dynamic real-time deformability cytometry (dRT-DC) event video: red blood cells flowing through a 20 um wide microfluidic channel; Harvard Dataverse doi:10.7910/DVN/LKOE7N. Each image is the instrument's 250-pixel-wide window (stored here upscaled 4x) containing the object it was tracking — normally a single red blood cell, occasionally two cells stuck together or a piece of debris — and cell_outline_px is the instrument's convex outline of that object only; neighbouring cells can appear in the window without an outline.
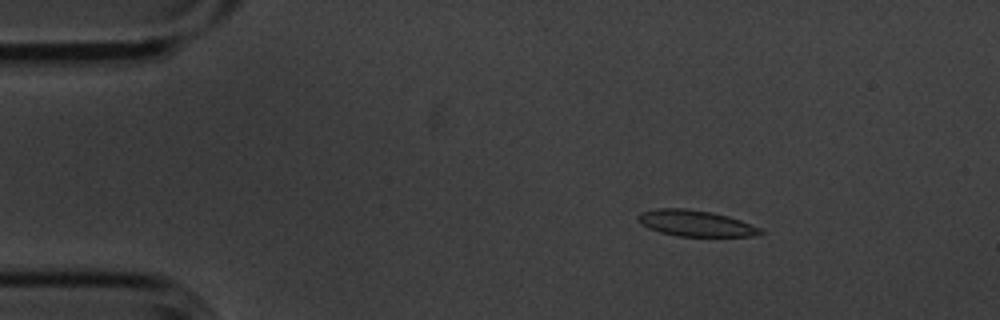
{"species": "common noctule bat (a hibernating species)", "species_latin": "Nyctalus noctula", "temperature_condition": "cold", "stored_images_in_passage": 4, "camera_frame_rate_fps": 3000, "um_per_image_px": 0.085, "animal": {"sex": "male", "body_mass_g": 20.1, "forearm_length_mm": 53.5}, "frame": {"image": 1, "passage_image": 2, "time_ms": 0.333, "image_size_px": [1000, 320], "cell_outline_px": [[764, 232], [752, 236], [680, 236], [660, 232], [648, 228], [640, 224], [636, 216], [640, 212], [656, 208], [684, 208], [712, 212], [728, 216], [740, 220], [760, 228]], "centroid_in_image_um": [59.07, 18.97], "position_along_channel_um": 25.9, "area_um2": 18.55}}